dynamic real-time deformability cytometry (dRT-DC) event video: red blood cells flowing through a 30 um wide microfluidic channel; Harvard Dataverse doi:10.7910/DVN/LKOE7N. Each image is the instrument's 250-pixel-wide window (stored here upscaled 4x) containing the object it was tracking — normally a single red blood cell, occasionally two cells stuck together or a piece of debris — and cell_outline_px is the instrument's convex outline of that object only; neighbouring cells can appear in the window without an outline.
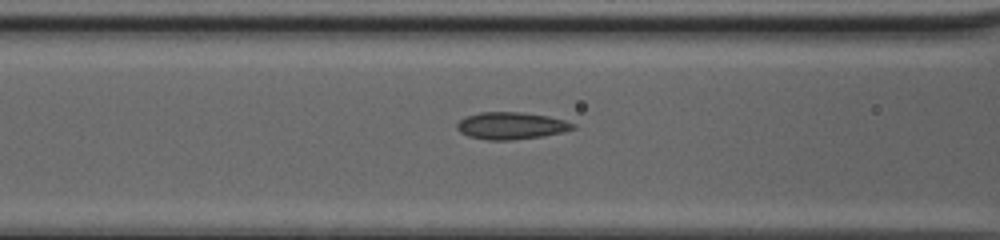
{"species": "common noctule bat (a hibernating species)", "species_latin": "Nyctalus noctula", "temperature_condition": "cold", "stored_images_in_passage": 35, "camera_frame_rate_fps": 3000, "um_per_image_px": 0.085, "animal": {"sex": "female", "body_mass_g": 20.0, "forearm_length_mm": 54.0}, "frame": {"image": 1, "passage_image": 15, "time_ms": 4.667, "image_size_px": [1000, 240], "cell_outline_px": [[576, 128], [564, 132], [544, 136], [512, 140], [488, 140], [468, 136], [460, 132], [456, 128], [456, 124], [464, 116], [480, 112], [520, 112], [548, 116], [564, 120], [576, 124]], "centroid_in_image_um": [43.45, 10.69], "position_along_channel_um": 123.2, "area_um2": 18.5}}
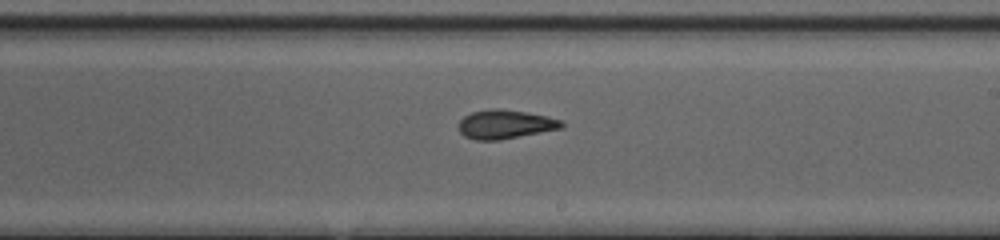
{"frame": {"image": 2, "passage_image": 24, "time_ms": 7.667, "image_size_px": [1000, 240], "cell_outline_px": [[564, 128], [500, 140], [476, 140], [464, 136], [460, 132], [460, 120], [464, 116], [472, 112], [492, 108], [500, 108], [548, 116], [560, 120], [564, 124]], "centroid_in_image_um": [42.96, 10.57], "position_along_channel_um": 246.0, "area_um2": 17.34}}
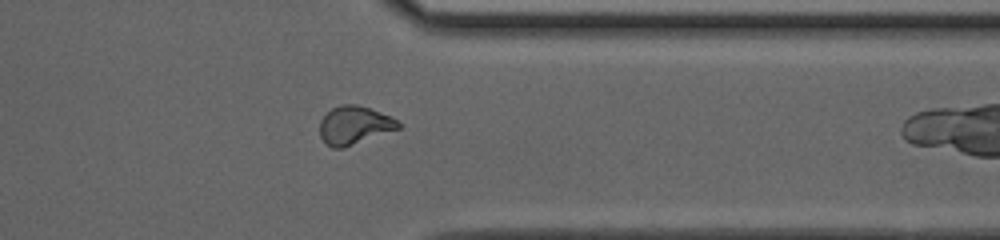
{"frame": {"image": 3, "passage_image": 34, "time_ms": 11.0, "image_size_px": [1000, 240], "cell_outline_px": [[400, 128], [344, 148], [332, 148], [320, 136], [320, 120], [332, 108], [340, 104], [356, 104], [392, 116], [400, 124]], "centroid_in_image_um": [30.12, 10.64], "position_along_channel_um": 381.3, "area_um2": 17.4}}